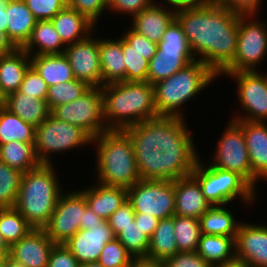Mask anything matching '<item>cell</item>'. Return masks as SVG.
Listing matches in <instances>:
<instances>
[{"mask_svg":"<svg viewBox=\"0 0 267 267\" xmlns=\"http://www.w3.org/2000/svg\"><path fill=\"white\" fill-rule=\"evenodd\" d=\"M123 130L133 144L142 180L190 176L199 160L184 118L156 116Z\"/></svg>","mask_w":267,"mask_h":267,"instance_id":"obj_1","label":"cell"},{"mask_svg":"<svg viewBox=\"0 0 267 267\" xmlns=\"http://www.w3.org/2000/svg\"><path fill=\"white\" fill-rule=\"evenodd\" d=\"M175 11L195 59L199 55L198 60L220 76L237 50L239 15L213 1Z\"/></svg>","mask_w":267,"mask_h":267,"instance_id":"obj_2","label":"cell"},{"mask_svg":"<svg viewBox=\"0 0 267 267\" xmlns=\"http://www.w3.org/2000/svg\"><path fill=\"white\" fill-rule=\"evenodd\" d=\"M107 129L123 130L158 116L154 87L148 82L120 81L101 87Z\"/></svg>","mask_w":267,"mask_h":267,"instance_id":"obj_3","label":"cell"},{"mask_svg":"<svg viewBox=\"0 0 267 267\" xmlns=\"http://www.w3.org/2000/svg\"><path fill=\"white\" fill-rule=\"evenodd\" d=\"M52 164H40L22 174L16 210L33 229H44L55 210L61 191Z\"/></svg>","mask_w":267,"mask_h":267,"instance_id":"obj_4","label":"cell"},{"mask_svg":"<svg viewBox=\"0 0 267 267\" xmlns=\"http://www.w3.org/2000/svg\"><path fill=\"white\" fill-rule=\"evenodd\" d=\"M92 143L97 145L98 183L129 188L141 180L133 144L124 130L108 129Z\"/></svg>","mask_w":267,"mask_h":267,"instance_id":"obj_5","label":"cell"},{"mask_svg":"<svg viewBox=\"0 0 267 267\" xmlns=\"http://www.w3.org/2000/svg\"><path fill=\"white\" fill-rule=\"evenodd\" d=\"M218 77L207 65L195 60L154 87V104L158 116L183 118L181 105L191 100Z\"/></svg>","mask_w":267,"mask_h":267,"instance_id":"obj_6","label":"cell"},{"mask_svg":"<svg viewBox=\"0 0 267 267\" xmlns=\"http://www.w3.org/2000/svg\"><path fill=\"white\" fill-rule=\"evenodd\" d=\"M195 60L183 28L175 18L157 43L156 53L149 61L147 82L154 85Z\"/></svg>","mask_w":267,"mask_h":267,"instance_id":"obj_7","label":"cell"},{"mask_svg":"<svg viewBox=\"0 0 267 267\" xmlns=\"http://www.w3.org/2000/svg\"><path fill=\"white\" fill-rule=\"evenodd\" d=\"M191 175L199 182L205 199L212 206H225L237 196L244 203H253L255 199V189L241 175L210 165L204 166L200 158Z\"/></svg>","mask_w":267,"mask_h":267,"instance_id":"obj_8","label":"cell"},{"mask_svg":"<svg viewBox=\"0 0 267 267\" xmlns=\"http://www.w3.org/2000/svg\"><path fill=\"white\" fill-rule=\"evenodd\" d=\"M92 144V138L80 127L60 121L51 114L36 127L34 149L37 160L41 164H52L51 153L65 152Z\"/></svg>","mask_w":267,"mask_h":267,"instance_id":"obj_9","label":"cell"},{"mask_svg":"<svg viewBox=\"0 0 267 267\" xmlns=\"http://www.w3.org/2000/svg\"><path fill=\"white\" fill-rule=\"evenodd\" d=\"M50 114L60 121L80 127L92 139L108 130L103 117L102 92L99 87H90L71 103L54 107Z\"/></svg>","mask_w":267,"mask_h":267,"instance_id":"obj_10","label":"cell"},{"mask_svg":"<svg viewBox=\"0 0 267 267\" xmlns=\"http://www.w3.org/2000/svg\"><path fill=\"white\" fill-rule=\"evenodd\" d=\"M250 17L239 15L237 50L233 62L222 73L256 71V65L266 57L267 25Z\"/></svg>","mask_w":267,"mask_h":267,"instance_id":"obj_11","label":"cell"},{"mask_svg":"<svg viewBox=\"0 0 267 267\" xmlns=\"http://www.w3.org/2000/svg\"><path fill=\"white\" fill-rule=\"evenodd\" d=\"M127 200L135 213H147L159 220L175 215L174 181L140 180L127 188Z\"/></svg>","mask_w":267,"mask_h":267,"instance_id":"obj_12","label":"cell"},{"mask_svg":"<svg viewBox=\"0 0 267 267\" xmlns=\"http://www.w3.org/2000/svg\"><path fill=\"white\" fill-rule=\"evenodd\" d=\"M210 166L236 172L252 186V169L248 149L243 135L242 120L228 123Z\"/></svg>","mask_w":267,"mask_h":267,"instance_id":"obj_13","label":"cell"},{"mask_svg":"<svg viewBox=\"0 0 267 267\" xmlns=\"http://www.w3.org/2000/svg\"><path fill=\"white\" fill-rule=\"evenodd\" d=\"M237 81L238 99L245 115L234 116L232 120L266 122L267 120V74L256 71L221 73Z\"/></svg>","mask_w":267,"mask_h":267,"instance_id":"obj_14","label":"cell"},{"mask_svg":"<svg viewBox=\"0 0 267 267\" xmlns=\"http://www.w3.org/2000/svg\"><path fill=\"white\" fill-rule=\"evenodd\" d=\"M86 207L85 197L80 190L61 193L51 219L44 228L49 238L55 244H65L80 229Z\"/></svg>","mask_w":267,"mask_h":267,"instance_id":"obj_15","label":"cell"},{"mask_svg":"<svg viewBox=\"0 0 267 267\" xmlns=\"http://www.w3.org/2000/svg\"><path fill=\"white\" fill-rule=\"evenodd\" d=\"M75 79L89 87H102V73L99 55V38H86L67 45L64 50Z\"/></svg>","mask_w":267,"mask_h":267,"instance_id":"obj_16","label":"cell"},{"mask_svg":"<svg viewBox=\"0 0 267 267\" xmlns=\"http://www.w3.org/2000/svg\"><path fill=\"white\" fill-rule=\"evenodd\" d=\"M116 236L109 226L108 220L101 224L79 229L66 243L80 265L98 262L101 251L106 243L113 241Z\"/></svg>","mask_w":267,"mask_h":267,"instance_id":"obj_17","label":"cell"},{"mask_svg":"<svg viewBox=\"0 0 267 267\" xmlns=\"http://www.w3.org/2000/svg\"><path fill=\"white\" fill-rule=\"evenodd\" d=\"M235 255L251 267H267V226L240 222L235 237Z\"/></svg>","mask_w":267,"mask_h":267,"instance_id":"obj_18","label":"cell"},{"mask_svg":"<svg viewBox=\"0 0 267 267\" xmlns=\"http://www.w3.org/2000/svg\"><path fill=\"white\" fill-rule=\"evenodd\" d=\"M54 244L44 229H32L9 247L8 257L25 267H48Z\"/></svg>","mask_w":267,"mask_h":267,"instance_id":"obj_19","label":"cell"},{"mask_svg":"<svg viewBox=\"0 0 267 267\" xmlns=\"http://www.w3.org/2000/svg\"><path fill=\"white\" fill-rule=\"evenodd\" d=\"M242 130L252 169V187L256 189L257 180H267V124L242 121Z\"/></svg>","mask_w":267,"mask_h":267,"instance_id":"obj_20","label":"cell"},{"mask_svg":"<svg viewBox=\"0 0 267 267\" xmlns=\"http://www.w3.org/2000/svg\"><path fill=\"white\" fill-rule=\"evenodd\" d=\"M174 192L175 215L199 219L212 206L192 175L174 180Z\"/></svg>","mask_w":267,"mask_h":267,"instance_id":"obj_21","label":"cell"},{"mask_svg":"<svg viewBox=\"0 0 267 267\" xmlns=\"http://www.w3.org/2000/svg\"><path fill=\"white\" fill-rule=\"evenodd\" d=\"M173 10V11H172ZM176 8H166L154 3L147 9L132 17V29L148 38L150 41L158 43L166 31L167 27L176 18Z\"/></svg>","mask_w":267,"mask_h":267,"instance_id":"obj_22","label":"cell"},{"mask_svg":"<svg viewBox=\"0 0 267 267\" xmlns=\"http://www.w3.org/2000/svg\"><path fill=\"white\" fill-rule=\"evenodd\" d=\"M7 36L16 48L29 41L37 19L24 0H6Z\"/></svg>","mask_w":267,"mask_h":267,"instance_id":"obj_23","label":"cell"},{"mask_svg":"<svg viewBox=\"0 0 267 267\" xmlns=\"http://www.w3.org/2000/svg\"><path fill=\"white\" fill-rule=\"evenodd\" d=\"M85 197L87 206L104 220L109 217L127 201V188L120 186H108L98 183L93 188L81 191Z\"/></svg>","mask_w":267,"mask_h":267,"instance_id":"obj_24","label":"cell"},{"mask_svg":"<svg viewBox=\"0 0 267 267\" xmlns=\"http://www.w3.org/2000/svg\"><path fill=\"white\" fill-rule=\"evenodd\" d=\"M51 22L66 46L86 38L96 26L68 5L57 13Z\"/></svg>","mask_w":267,"mask_h":267,"instance_id":"obj_25","label":"cell"},{"mask_svg":"<svg viewBox=\"0 0 267 267\" xmlns=\"http://www.w3.org/2000/svg\"><path fill=\"white\" fill-rule=\"evenodd\" d=\"M99 55L102 73V86L126 81L125 57L120 39H99Z\"/></svg>","mask_w":267,"mask_h":267,"instance_id":"obj_26","label":"cell"},{"mask_svg":"<svg viewBox=\"0 0 267 267\" xmlns=\"http://www.w3.org/2000/svg\"><path fill=\"white\" fill-rule=\"evenodd\" d=\"M30 57L22 48L0 56V85L6 96L19 90L24 74L31 66Z\"/></svg>","mask_w":267,"mask_h":267,"instance_id":"obj_27","label":"cell"},{"mask_svg":"<svg viewBox=\"0 0 267 267\" xmlns=\"http://www.w3.org/2000/svg\"><path fill=\"white\" fill-rule=\"evenodd\" d=\"M31 66L50 87L74 80V74L67 57L63 54L33 55Z\"/></svg>","mask_w":267,"mask_h":267,"instance_id":"obj_28","label":"cell"},{"mask_svg":"<svg viewBox=\"0 0 267 267\" xmlns=\"http://www.w3.org/2000/svg\"><path fill=\"white\" fill-rule=\"evenodd\" d=\"M4 107L24 122L35 127L39 126L50 115L46 100H39L19 91L6 96Z\"/></svg>","mask_w":267,"mask_h":267,"instance_id":"obj_29","label":"cell"},{"mask_svg":"<svg viewBox=\"0 0 267 267\" xmlns=\"http://www.w3.org/2000/svg\"><path fill=\"white\" fill-rule=\"evenodd\" d=\"M35 47L37 51L33 53ZM65 48L66 45L62 42L51 20H42L36 22L29 41L22 49L33 56L63 54Z\"/></svg>","mask_w":267,"mask_h":267,"instance_id":"obj_30","label":"cell"},{"mask_svg":"<svg viewBox=\"0 0 267 267\" xmlns=\"http://www.w3.org/2000/svg\"><path fill=\"white\" fill-rule=\"evenodd\" d=\"M210 266L230 261L235 255V238L201 234L196 251Z\"/></svg>","mask_w":267,"mask_h":267,"instance_id":"obj_31","label":"cell"},{"mask_svg":"<svg viewBox=\"0 0 267 267\" xmlns=\"http://www.w3.org/2000/svg\"><path fill=\"white\" fill-rule=\"evenodd\" d=\"M174 233V215L159 221L153 235L149 238L147 258L164 261L178 253Z\"/></svg>","mask_w":267,"mask_h":267,"instance_id":"obj_32","label":"cell"},{"mask_svg":"<svg viewBox=\"0 0 267 267\" xmlns=\"http://www.w3.org/2000/svg\"><path fill=\"white\" fill-rule=\"evenodd\" d=\"M228 208L223 205L211 206L200 218L201 233L206 235H222L236 237L239 222Z\"/></svg>","mask_w":267,"mask_h":267,"instance_id":"obj_33","label":"cell"},{"mask_svg":"<svg viewBox=\"0 0 267 267\" xmlns=\"http://www.w3.org/2000/svg\"><path fill=\"white\" fill-rule=\"evenodd\" d=\"M36 127L0 106V145L12 141L35 143Z\"/></svg>","mask_w":267,"mask_h":267,"instance_id":"obj_34","label":"cell"},{"mask_svg":"<svg viewBox=\"0 0 267 267\" xmlns=\"http://www.w3.org/2000/svg\"><path fill=\"white\" fill-rule=\"evenodd\" d=\"M0 161L23 173L35 169L41 164L37 160L34 143L20 141L0 145Z\"/></svg>","mask_w":267,"mask_h":267,"instance_id":"obj_35","label":"cell"},{"mask_svg":"<svg viewBox=\"0 0 267 267\" xmlns=\"http://www.w3.org/2000/svg\"><path fill=\"white\" fill-rule=\"evenodd\" d=\"M174 233L179 252H196L201 237L199 219L174 215Z\"/></svg>","mask_w":267,"mask_h":267,"instance_id":"obj_36","label":"cell"},{"mask_svg":"<svg viewBox=\"0 0 267 267\" xmlns=\"http://www.w3.org/2000/svg\"><path fill=\"white\" fill-rule=\"evenodd\" d=\"M33 228L16 208H0V234L10 247Z\"/></svg>","mask_w":267,"mask_h":267,"instance_id":"obj_37","label":"cell"},{"mask_svg":"<svg viewBox=\"0 0 267 267\" xmlns=\"http://www.w3.org/2000/svg\"><path fill=\"white\" fill-rule=\"evenodd\" d=\"M23 172L0 161V208H14Z\"/></svg>","mask_w":267,"mask_h":267,"instance_id":"obj_38","label":"cell"},{"mask_svg":"<svg viewBox=\"0 0 267 267\" xmlns=\"http://www.w3.org/2000/svg\"><path fill=\"white\" fill-rule=\"evenodd\" d=\"M89 88L85 82L77 79L52 85L48 87L47 105L51 111L56 106L71 103L83 95Z\"/></svg>","mask_w":267,"mask_h":267,"instance_id":"obj_39","label":"cell"},{"mask_svg":"<svg viewBox=\"0 0 267 267\" xmlns=\"http://www.w3.org/2000/svg\"><path fill=\"white\" fill-rule=\"evenodd\" d=\"M116 239L125 246L126 250L134 258L147 257L149 237L139 228L135 221L130 226L122 228L116 235Z\"/></svg>","mask_w":267,"mask_h":267,"instance_id":"obj_40","label":"cell"},{"mask_svg":"<svg viewBox=\"0 0 267 267\" xmlns=\"http://www.w3.org/2000/svg\"><path fill=\"white\" fill-rule=\"evenodd\" d=\"M125 57L126 81L147 82L149 61L122 38Z\"/></svg>","mask_w":267,"mask_h":267,"instance_id":"obj_41","label":"cell"},{"mask_svg":"<svg viewBox=\"0 0 267 267\" xmlns=\"http://www.w3.org/2000/svg\"><path fill=\"white\" fill-rule=\"evenodd\" d=\"M133 259L134 257L126 250L125 246L115 238L106 243L98 262L103 267H130Z\"/></svg>","mask_w":267,"mask_h":267,"instance_id":"obj_42","label":"cell"},{"mask_svg":"<svg viewBox=\"0 0 267 267\" xmlns=\"http://www.w3.org/2000/svg\"><path fill=\"white\" fill-rule=\"evenodd\" d=\"M18 91L39 100H46L48 86L35 69L30 66L24 74L23 81Z\"/></svg>","mask_w":267,"mask_h":267,"instance_id":"obj_43","label":"cell"},{"mask_svg":"<svg viewBox=\"0 0 267 267\" xmlns=\"http://www.w3.org/2000/svg\"><path fill=\"white\" fill-rule=\"evenodd\" d=\"M37 21L51 20L66 5L67 0H24Z\"/></svg>","mask_w":267,"mask_h":267,"instance_id":"obj_44","label":"cell"},{"mask_svg":"<svg viewBox=\"0 0 267 267\" xmlns=\"http://www.w3.org/2000/svg\"><path fill=\"white\" fill-rule=\"evenodd\" d=\"M67 5L95 25L105 9H108V0H67Z\"/></svg>","mask_w":267,"mask_h":267,"instance_id":"obj_45","label":"cell"},{"mask_svg":"<svg viewBox=\"0 0 267 267\" xmlns=\"http://www.w3.org/2000/svg\"><path fill=\"white\" fill-rule=\"evenodd\" d=\"M123 35L122 38L129 43L134 50L141 53L146 60L150 61L153 58L157 50V43L150 41L132 28L127 30Z\"/></svg>","mask_w":267,"mask_h":267,"instance_id":"obj_46","label":"cell"},{"mask_svg":"<svg viewBox=\"0 0 267 267\" xmlns=\"http://www.w3.org/2000/svg\"><path fill=\"white\" fill-rule=\"evenodd\" d=\"M135 220V211L132 204L125 201L108 219L109 226L116 236L122 228L128 227Z\"/></svg>","mask_w":267,"mask_h":267,"instance_id":"obj_47","label":"cell"},{"mask_svg":"<svg viewBox=\"0 0 267 267\" xmlns=\"http://www.w3.org/2000/svg\"><path fill=\"white\" fill-rule=\"evenodd\" d=\"M78 260L65 244H54L48 261V267H80Z\"/></svg>","mask_w":267,"mask_h":267,"instance_id":"obj_48","label":"cell"},{"mask_svg":"<svg viewBox=\"0 0 267 267\" xmlns=\"http://www.w3.org/2000/svg\"><path fill=\"white\" fill-rule=\"evenodd\" d=\"M154 3L153 0H108V9L120 14L127 13L133 17Z\"/></svg>","mask_w":267,"mask_h":267,"instance_id":"obj_49","label":"cell"},{"mask_svg":"<svg viewBox=\"0 0 267 267\" xmlns=\"http://www.w3.org/2000/svg\"><path fill=\"white\" fill-rule=\"evenodd\" d=\"M165 267H209L210 265L197 252H178L165 259Z\"/></svg>","mask_w":267,"mask_h":267,"instance_id":"obj_50","label":"cell"},{"mask_svg":"<svg viewBox=\"0 0 267 267\" xmlns=\"http://www.w3.org/2000/svg\"><path fill=\"white\" fill-rule=\"evenodd\" d=\"M217 5L226 7L234 14L240 16H253L259 10L261 0H212ZM255 13V14H254Z\"/></svg>","mask_w":267,"mask_h":267,"instance_id":"obj_51","label":"cell"},{"mask_svg":"<svg viewBox=\"0 0 267 267\" xmlns=\"http://www.w3.org/2000/svg\"><path fill=\"white\" fill-rule=\"evenodd\" d=\"M135 223L150 238L158 226L159 219L147 213H135Z\"/></svg>","mask_w":267,"mask_h":267,"instance_id":"obj_52","label":"cell"},{"mask_svg":"<svg viewBox=\"0 0 267 267\" xmlns=\"http://www.w3.org/2000/svg\"><path fill=\"white\" fill-rule=\"evenodd\" d=\"M105 220L96 215L88 206L83 211L80 229H88V226H93L103 223Z\"/></svg>","mask_w":267,"mask_h":267,"instance_id":"obj_53","label":"cell"},{"mask_svg":"<svg viewBox=\"0 0 267 267\" xmlns=\"http://www.w3.org/2000/svg\"><path fill=\"white\" fill-rule=\"evenodd\" d=\"M130 267H165L161 260L149 259L147 257L134 258Z\"/></svg>","mask_w":267,"mask_h":267,"instance_id":"obj_54","label":"cell"},{"mask_svg":"<svg viewBox=\"0 0 267 267\" xmlns=\"http://www.w3.org/2000/svg\"><path fill=\"white\" fill-rule=\"evenodd\" d=\"M212 0H165L172 8L188 7V6H204Z\"/></svg>","mask_w":267,"mask_h":267,"instance_id":"obj_55","label":"cell"},{"mask_svg":"<svg viewBox=\"0 0 267 267\" xmlns=\"http://www.w3.org/2000/svg\"><path fill=\"white\" fill-rule=\"evenodd\" d=\"M16 47L9 40L6 33L0 32V56L12 53Z\"/></svg>","mask_w":267,"mask_h":267,"instance_id":"obj_56","label":"cell"},{"mask_svg":"<svg viewBox=\"0 0 267 267\" xmlns=\"http://www.w3.org/2000/svg\"><path fill=\"white\" fill-rule=\"evenodd\" d=\"M6 0L0 3V32L7 34Z\"/></svg>","mask_w":267,"mask_h":267,"instance_id":"obj_57","label":"cell"},{"mask_svg":"<svg viewBox=\"0 0 267 267\" xmlns=\"http://www.w3.org/2000/svg\"><path fill=\"white\" fill-rule=\"evenodd\" d=\"M214 267H251L246 261L234 258L220 264L213 265Z\"/></svg>","mask_w":267,"mask_h":267,"instance_id":"obj_58","label":"cell"},{"mask_svg":"<svg viewBox=\"0 0 267 267\" xmlns=\"http://www.w3.org/2000/svg\"><path fill=\"white\" fill-rule=\"evenodd\" d=\"M0 267H25L23 264L15 262L10 257H4Z\"/></svg>","mask_w":267,"mask_h":267,"instance_id":"obj_59","label":"cell"},{"mask_svg":"<svg viewBox=\"0 0 267 267\" xmlns=\"http://www.w3.org/2000/svg\"><path fill=\"white\" fill-rule=\"evenodd\" d=\"M0 255L7 257L9 255V246L0 234Z\"/></svg>","mask_w":267,"mask_h":267,"instance_id":"obj_60","label":"cell"},{"mask_svg":"<svg viewBox=\"0 0 267 267\" xmlns=\"http://www.w3.org/2000/svg\"><path fill=\"white\" fill-rule=\"evenodd\" d=\"M6 100V95L4 94L0 85V106H4Z\"/></svg>","mask_w":267,"mask_h":267,"instance_id":"obj_61","label":"cell"},{"mask_svg":"<svg viewBox=\"0 0 267 267\" xmlns=\"http://www.w3.org/2000/svg\"><path fill=\"white\" fill-rule=\"evenodd\" d=\"M80 267H103L99 262H91L81 265Z\"/></svg>","mask_w":267,"mask_h":267,"instance_id":"obj_62","label":"cell"},{"mask_svg":"<svg viewBox=\"0 0 267 267\" xmlns=\"http://www.w3.org/2000/svg\"><path fill=\"white\" fill-rule=\"evenodd\" d=\"M3 259H4V257L2 255H0V265H1L2 261H3Z\"/></svg>","mask_w":267,"mask_h":267,"instance_id":"obj_63","label":"cell"}]
</instances>
